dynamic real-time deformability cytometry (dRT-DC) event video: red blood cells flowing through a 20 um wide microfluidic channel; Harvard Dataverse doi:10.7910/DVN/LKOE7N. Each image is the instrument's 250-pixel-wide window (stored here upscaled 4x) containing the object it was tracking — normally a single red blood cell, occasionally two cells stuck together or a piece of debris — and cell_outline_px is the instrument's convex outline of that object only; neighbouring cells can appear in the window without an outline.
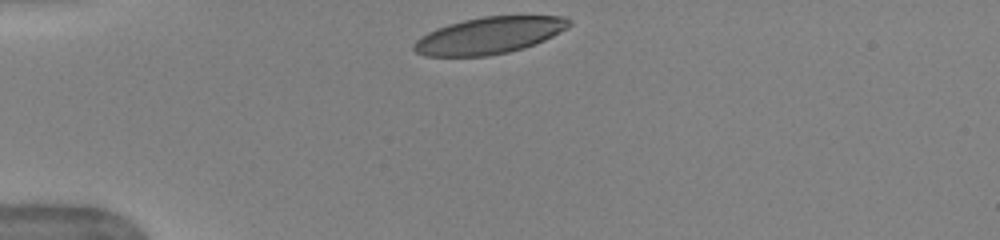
{"species": "human", "species_latin": "Homo sapiens", "temperature_condition": "warm", "stored_images_in_passage": 32, "camera_frame_rate_fps": 3000, "um_per_image_px": 0.085, "donor": {"sex": "female"}, "frame": {"image": 1, "passage_image": 1, "time_ms": 0.0, "image_size_px": [1000, 240], "cell_outline_px": [[572, 24], [568, 28], [544, 40], [524, 48], [508, 52], [488, 56], [424, 56], [416, 52], [412, 48], [412, 44], [420, 36], [436, 28], [448, 24], [464, 20], [484, 16], [568, 16], [572, 20]], "centroid_in_image_um": [41.58, 3.01], "position_along_channel_um": 43.4, "area_um2": 33.41}}
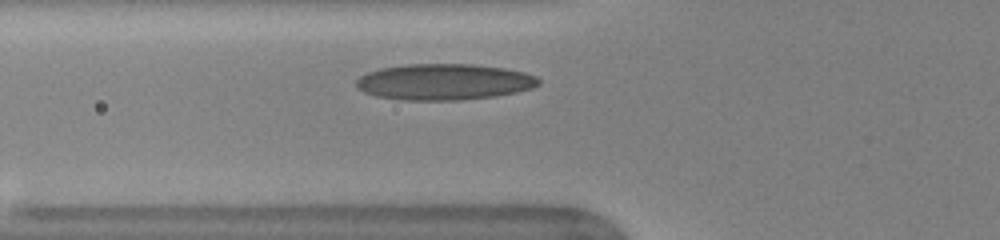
{"frame": {"image": 2, "passage_image": 7, "time_ms": 2.0, "image_size_px": [1000, 240], "cell_outline_px": [[540, 84], [532, 88], [516, 92], [496, 96], [460, 100], [396, 100], [376, 96], [364, 92], [356, 88], [356, 80], [360, 76], [368, 72], [380, 68], [404, 64], [472, 64], [504, 68], [524, 72], [536, 76], [540, 80]], "centroid_in_image_um": [37.73, 6.96], "position_along_channel_um": 88.1, "area_um2": 38.67}}
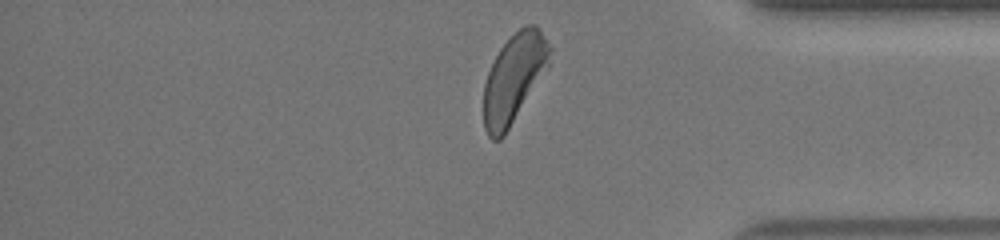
{"frame": {"image": 3, "passage_image": 31, "time_ms": 10.0, "image_size_px": [1000, 240], "cell_outline_px": [[552, 48], [548, 68], [504, 136], [500, 140], [492, 140], [488, 136], [484, 128], [484, 84], [488, 72], [500, 48], [520, 28], [528, 24], [536, 24], [540, 28]], "centroid_in_image_um": [43.7, 6.65], "position_along_channel_um": 391.5, "area_um2": 34.1}, "authors_computed_cell_mechanics": {"area_um2": 35.7782, "velocity_mm_per_s": 3.9385, "shape_relaxation_time_tau1_ms": 3.3818, "shape_relaxation_time_tau2_ms": 0.839, "deformation_change_tau1": 0.1586, "deformation_change_tau2": 0.0685}}